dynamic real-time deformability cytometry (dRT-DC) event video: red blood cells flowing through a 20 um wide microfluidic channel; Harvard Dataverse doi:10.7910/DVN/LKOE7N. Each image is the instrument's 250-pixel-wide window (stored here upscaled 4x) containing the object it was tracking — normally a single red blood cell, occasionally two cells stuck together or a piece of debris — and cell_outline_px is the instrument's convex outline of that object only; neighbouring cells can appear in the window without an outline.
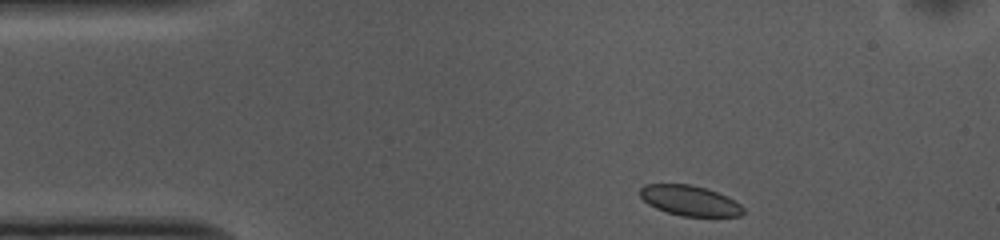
{"species": "common noctule bat (a hibernating species)", "species_latin": "Nyctalus noctula", "temperature_condition": "cold", "stored_images_in_passage": 38, "camera_frame_rate_fps": 3000, "um_per_image_px": 0.085, "animal": {"sex": "female", "body_mass_g": 10.0, "forearm_length_mm": 53.1}, "frame": {"image": 1, "passage_image": 1, "time_ms": 0.0, "image_size_px": [1000, 240], "cell_outline_px": [[744, 212], [740, 216], [680, 216], [656, 208], [648, 204], [640, 196], [640, 188], [644, 184], [692, 184], [728, 196], [740, 204], [744, 208]], "centroid_in_image_um": [58.63, 17.05], "position_along_channel_um": 26.4, "area_um2": 18.15}}
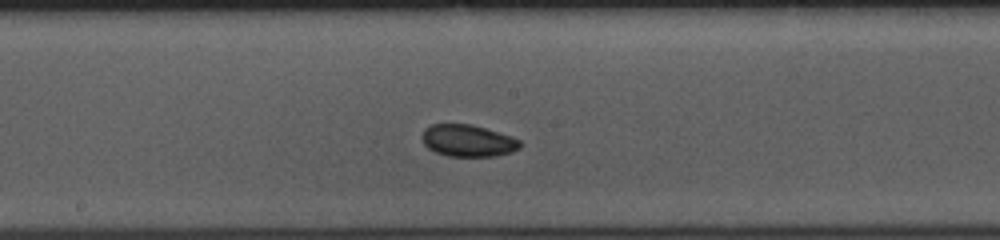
{"frame": {"image": 2, "passage_image": 20, "time_ms": 6.333, "image_size_px": [1000, 240], "cell_outline_px": [[520, 148], [512, 152], [496, 156], [448, 156], [436, 152], [428, 148], [424, 144], [420, 136], [424, 128], [432, 124], [472, 124], [520, 140]], "centroid_in_image_um": [39.72, 11.96], "position_along_channel_um": 208.5, "area_um2": 18.15}}
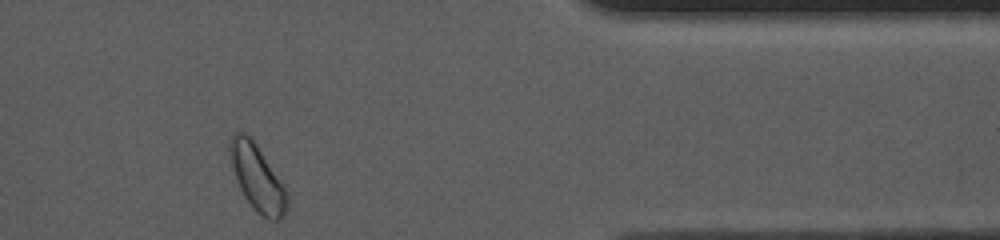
{"frame": {"image": 3, "passage_image": 37, "time_ms": 12.0, "image_size_px": [1000, 240], "cell_outline_px": [[288, 196], [284, 216], [280, 220], [272, 220], [256, 212], [252, 208], [244, 196], [240, 188], [228, 152], [228, 144], [232, 132], [244, 132], [252, 136], [288, 192]], "centroid_in_image_um": [21.85, 15.06], "position_along_channel_um": 389.5, "area_um2": 22.14}}